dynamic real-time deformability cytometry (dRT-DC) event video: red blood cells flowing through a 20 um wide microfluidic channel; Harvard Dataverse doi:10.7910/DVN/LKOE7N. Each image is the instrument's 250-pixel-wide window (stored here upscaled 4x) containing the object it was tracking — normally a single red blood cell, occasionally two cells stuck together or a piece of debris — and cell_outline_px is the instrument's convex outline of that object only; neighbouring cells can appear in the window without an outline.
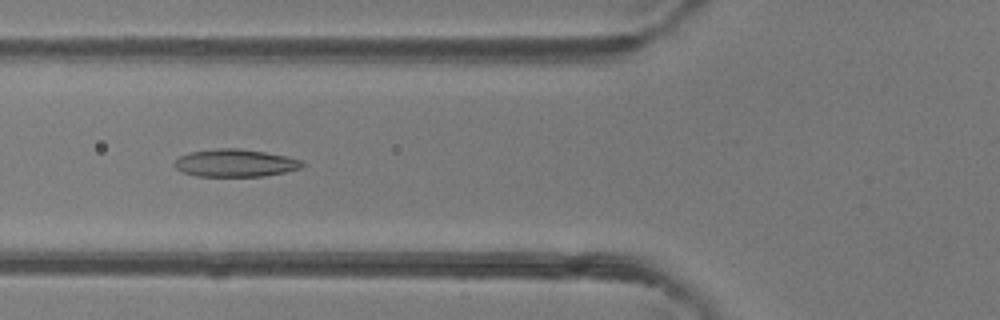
{"species": "common noctule bat (a hibernating species)", "species_latin": "Nyctalus noctula", "temperature_condition": "room temperature", "stored_images_in_passage": 48, "camera_frame_rate_fps": 3000, "um_per_image_px": 0.085, "animal": {"sex": "female"}, "frame": {"image": 1, "passage_image": 18, "time_ms": 5.667, "image_size_px": [1000, 320], "cell_outline_px": [[304, 164], [300, 168], [284, 172], [264, 176], [196, 176], [184, 172], [176, 168], [172, 164], [180, 156], [188, 152], [216, 148], [240, 148], [288, 156], [304, 160]], "centroid_in_image_um": [20.0, 13.84], "position_along_channel_um": 105.8, "area_um2": 20.63}}
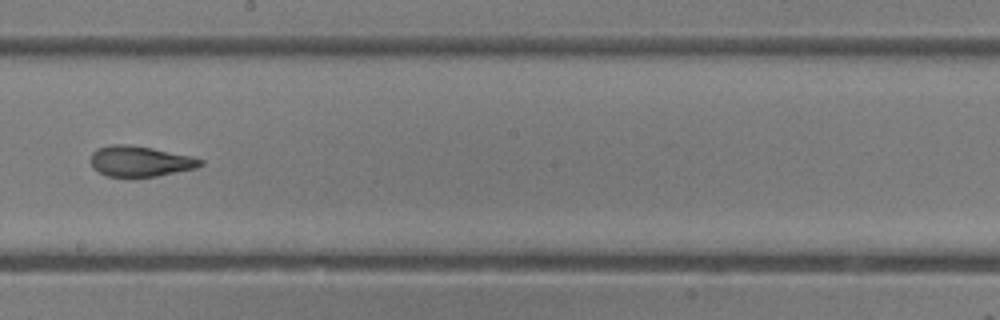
{"frame": {"image": 2, "passage_image": 27, "time_ms": 8.667, "image_size_px": [1000, 320], "cell_outline_px": [[204, 164], [196, 168], [156, 176], [132, 180], [108, 176], [92, 168], [92, 152], [100, 148], [112, 144], [124, 144], [152, 148], [192, 156], [204, 160]], "centroid_in_image_um": [11.92, 13.75], "position_along_channel_um": 236.3, "area_um2": 19.94}}
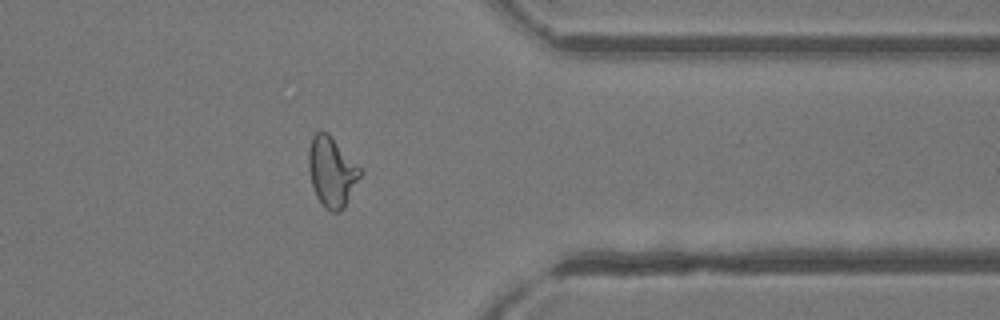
{"frame": {"image": 3, "passage_image": 38, "time_ms": 12.333, "image_size_px": [1000, 320], "cell_outline_px": [[364, 172], [344, 208], [340, 212], [332, 212], [324, 208], [316, 196], [312, 184], [308, 168], [308, 148], [312, 136], [320, 128], [328, 132], [364, 168]], "centroid_in_image_um": [28.24, 14.56], "position_along_channel_um": 383.2, "area_um2": 21.91}}